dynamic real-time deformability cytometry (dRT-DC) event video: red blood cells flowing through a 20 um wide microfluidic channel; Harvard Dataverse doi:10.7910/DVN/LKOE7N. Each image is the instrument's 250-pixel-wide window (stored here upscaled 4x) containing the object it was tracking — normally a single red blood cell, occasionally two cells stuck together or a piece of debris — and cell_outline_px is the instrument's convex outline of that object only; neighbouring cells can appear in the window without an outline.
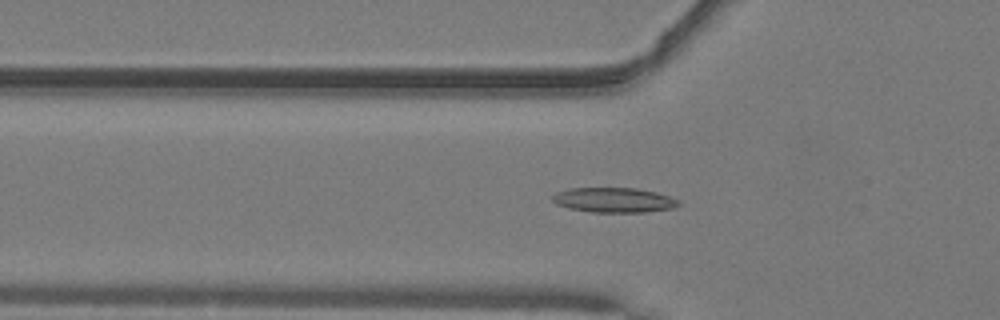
{"species": "common noctule bat (a hibernating species)", "species_latin": "Nyctalus noctula", "temperature_condition": "warm", "stored_images_in_passage": 36, "camera_frame_rate_fps": 3000, "um_per_image_px": 0.085, "animal": {"sex": "male", "body_mass_g": 19.2, "forearm_length_mm": 51.8}, "frame": {"image": 1, "passage_image": 3, "time_ms": 0.667, "image_size_px": [1000, 320], "cell_outline_px": [[680, 204], [672, 208], [644, 212], [592, 212], [568, 208], [556, 204], [552, 200], [552, 196], [556, 192], [568, 188], [636, 188], [656, 192], [680, 200]], "centroid_in_image_um": [52.16, 17.0], "position_along_channel_um": 73.6, "area_um2": 18.26}}
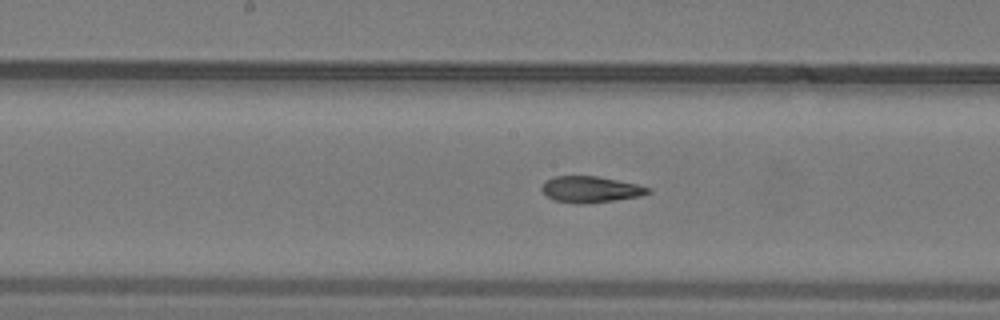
{"frame": {"image": 2, "passage_image": 12, "time_ms": 3.667, "image_size_px": [1000, 320], "cell_outline_px": [[652, 192], [640, 196], [584, 204], [576, 204], [556, 200], [548, 196], [540, 188], [544, 180], [556, 176], [596, 176], [636, 184], [652, 188]], "centroid_in_image_um": [50.19, 16.09], "position_along_channel_um": 198.0, "area_um2": 16.13}}
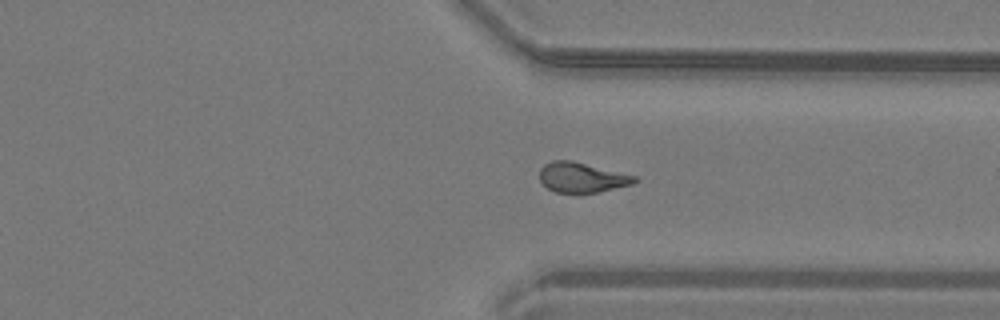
{"frame": {"image": 3, "passage_image": 24, "time_ms": 7.667, "image_size_px": [1000, 320], "cell_outline_px": [[640, 180], [632, 184], [580, 196], [556, 192], [548, 188], [540, 180], [540, 168], [544, 164], [552, 160], [572, 160], [636, 176]], "centroid_in_image_um": [49.45, 15.11], "position_along_channel_um": 362.0, "area_um2": 17.05}, "authors_computed_cell_mechanics": {"area_um2": 16.9354, "velocity_mm_per_s": 4.1076, "shape_relaxation_time_tau1_ms": null, "shape_relaxation_time_tau2_ms": 1.7426, "deformation_change_tau1": null, "deformation_change_tau2": 0.0819}}